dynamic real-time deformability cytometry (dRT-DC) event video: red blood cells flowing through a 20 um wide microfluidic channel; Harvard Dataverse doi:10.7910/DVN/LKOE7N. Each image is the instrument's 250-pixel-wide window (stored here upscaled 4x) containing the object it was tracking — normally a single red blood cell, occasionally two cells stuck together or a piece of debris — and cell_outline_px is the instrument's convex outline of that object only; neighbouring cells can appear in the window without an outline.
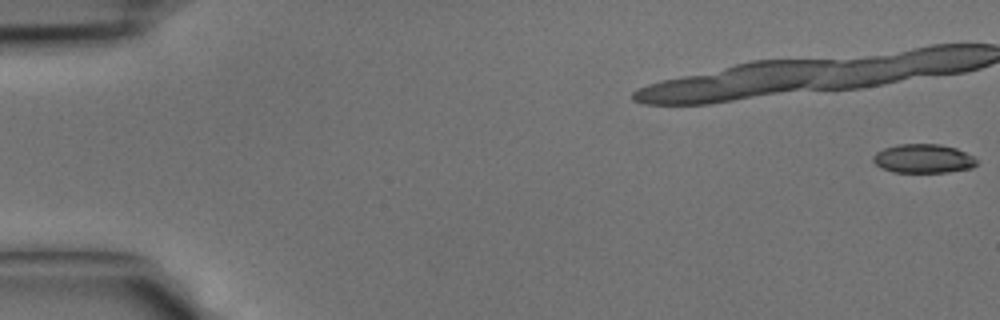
{"species": "common noctule bat (a hibernating species)", "species_latin": "Nyctalus noctula", "temperature_condition": "cold", "stored_images_in_passage": 43, "camera_frame_rate_fps": 3000, "um_per_image_px": 0.085, "animal": {"sex": "male", "body_mass_g": 15.6}, "frame": {"image": 1, "passage_image": 1, "time_ms": 0.0, "image_size_px": [1000, 320], "cell_outline_px": [[976, 164], [972, 168], [948, 172], [892, 172], [880, 168], [872, 160], [872, 156], [876, 152], [884, 148], [896, 144], [940, 144], [956, 148], [972, 156], [976, 160]], "centroid_in_image_um": [78.43, 13.48], "position_along_channel_um": 6.6, "area_um2": 17.51}}
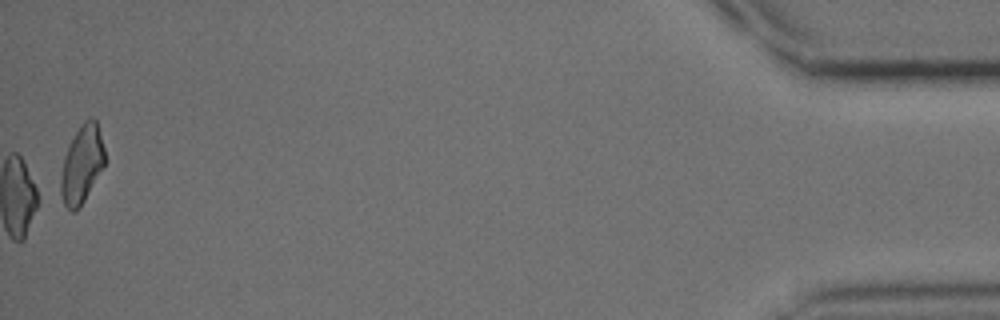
{"frame": {"image": 2, "passage_image": 43, "time_ms": 14.0, "image_size_px": [1000, 320], "cell_outline_px": [[104, 164], [80, 208], [76, 212], [72, 212], [64, 204], [60, 192], [60, 176], [64, 156], [80, 124], [84, 120], [92, 116], [96, 120], [104, 148]], "centroid_in_image_um": [6.94, 13.98], "position_along_channel_um": 428.3, "area_um2": 19.71}}